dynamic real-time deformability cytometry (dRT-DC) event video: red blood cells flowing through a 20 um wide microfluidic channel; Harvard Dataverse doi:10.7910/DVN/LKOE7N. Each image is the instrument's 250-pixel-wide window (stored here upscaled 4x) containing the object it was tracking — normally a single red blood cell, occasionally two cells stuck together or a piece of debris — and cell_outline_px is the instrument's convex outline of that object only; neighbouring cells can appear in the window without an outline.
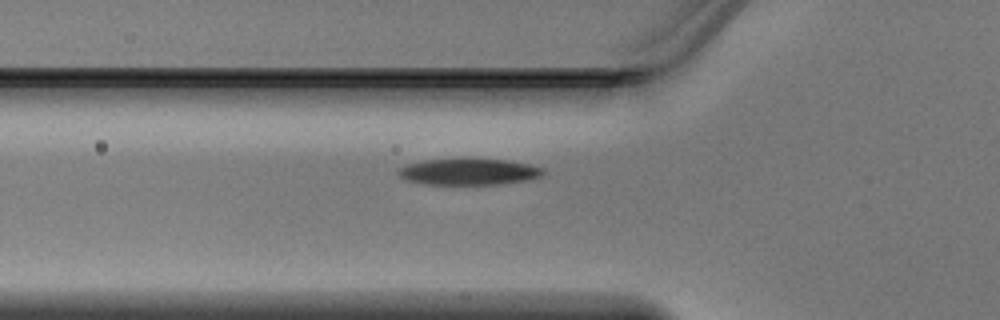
{"species": "Egyptian fruit bat (a non-hibernating species)", "species_latin": "Rousettus aegyptiacus", "temperature_condition": "warm", "stored_images_in_passage": 28, "camera_frame_rate_fps": 3000, "um_per_image_px": 0.085, "animal": {"sex": "male"}, "frame": {"image": 1, "passage_image": 3, "time_ms": 0.667, "image_size_px": [1000, 320], "cell_outline_px": [[548, 172], [540, 176], [524, 180], [496, 184], [424, 184], [404, 180], [396, 172], [400, 168], [408, 164], [424, 160], [464, 156], [504, 160], [528, 164], [544, 168]], "centroid_in_image_um": [39.81, 14.56], "position_along_channel_um": 86.0, "area_um2": 22.89}}
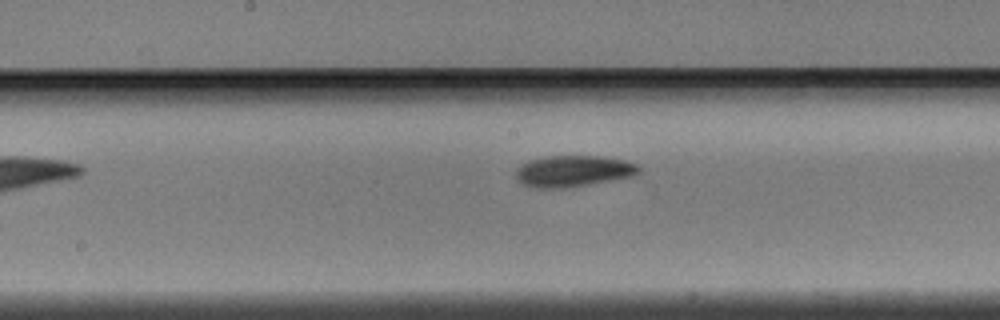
{"frame": {"image": 2, "passage_image": 11, "time_ms": 3.333, "image_size_px": [1000, 320], "cell_outline_px": [[640, 172], [632, 176], [564, 188], [532, 188], [520, 184], [516, 180], [516, 172], [520, 164], [528, 160], [544, 156], [604, 156], [624, 160], [636, 164], [640, 168]], "centroid_in_image_um": [48.66, 14.54], "position_along_channel_um": 199.5, "area_um2": 22.54}}
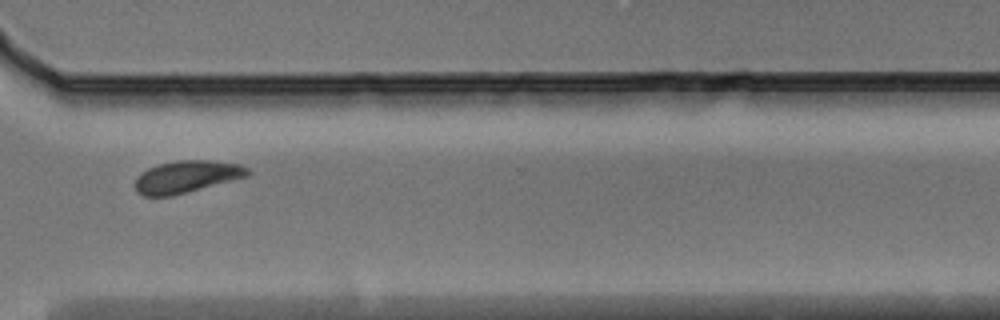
{"frame": {"image": 3, "passage_image": 22, "time_ms": 7.0, "image_size_px": [1000, 320], "cell_outline_px": [[252, 172], [248, 176], [172, 196], [144, 196], [136, 192], [136, 176], [148, 168], [160, 164], [180, 160], [208, 160], [240, 164], [248, 168]], "centroid_in_image_um": [15.87, 15.02], "position_along_channel_um": 354.7, "area_um2": 20.98}}